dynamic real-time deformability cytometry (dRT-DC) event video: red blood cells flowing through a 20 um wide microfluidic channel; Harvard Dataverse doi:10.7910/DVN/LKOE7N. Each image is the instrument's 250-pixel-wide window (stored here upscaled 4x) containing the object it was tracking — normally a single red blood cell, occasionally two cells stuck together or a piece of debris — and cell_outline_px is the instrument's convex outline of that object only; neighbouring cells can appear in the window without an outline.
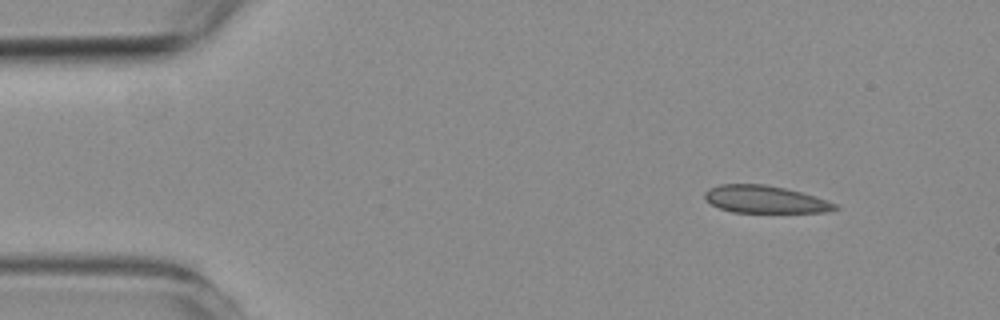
{"species": "common noctule bat (a hibernating species)", "species_latin": "Nyctalus noctula", "temperature_condition": "room temperature", "stored_images_in_passage": 5, "camera_frame_rate_fps": 3000, "um_per_image_px": 0.085, "animal": {"sex": "female", "body_mass_g": 19.3, "forearm_length_mm": 54.1}, "frame": {"image": 1, "passage_image": 1, "time_ms": 0.0, "image_size_px": [1000, 320], "cell_outline_px": [[840, 208], [828, 212], [732, 212], [720, 208], [712, 204], [704, 196], [704, 192], [708, 188], [720, 184], [764, 184], [784, 188], [800, 192], [836, 204]], "centroid_in_image_um": [64.99, 16.94], "position_along_channel_um": 20.0, "area_um2": 20.52}}
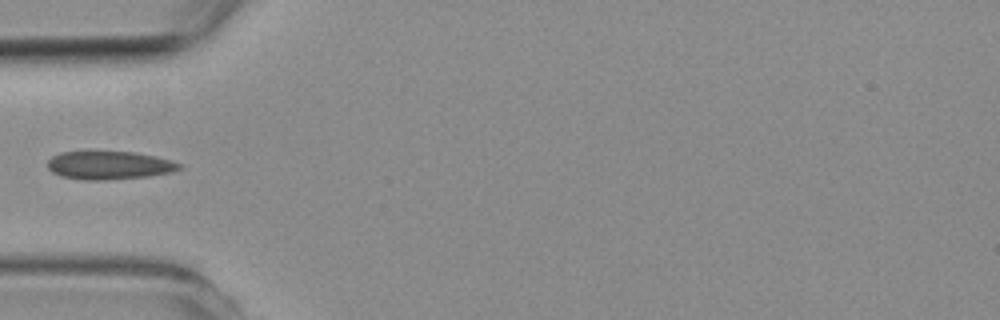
{"frame": {"image": 2, "passage_image": 4, "time_ms": 3.667, "image_size_px": [1000, 320], "cell_outline_px": [[184, 168], [172, 172], [148, 176], [104, 180], [84, 180], [60, 176], [52, 172], [48, 168], [48, 160], [52, 156], [60, 152], [136, 152], [156, 156], [184, 164]], "centroid_in_image_um": [9.32, 14.05], "position_along_channel_um": 75.7, "area_um2": 21.79}}
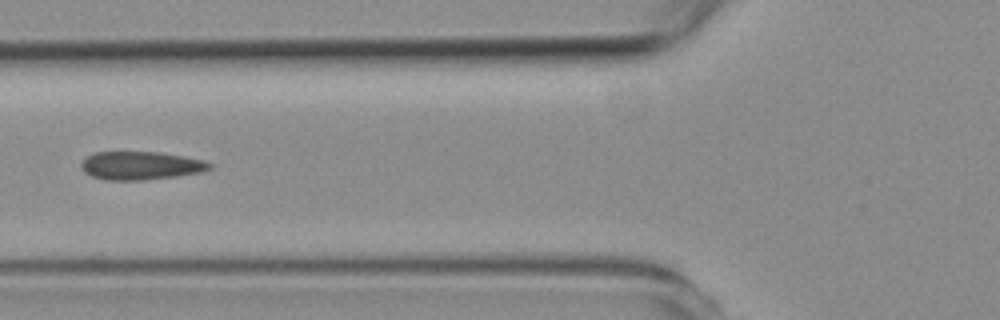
{"frame": {"image": 3, "passage_image": 5, "time_ms": 4.667, "image_size_px": [1000, 320], "cell_outline_px": [[212, 168], [204, 172], [176, 176], [144, 180], [104, 180], [92, 176], [84, 172], [80, 168], [80, 164], [88, 156], [96, 152], [160, 152], [184, 156], [204, 160], [212, 164]], "centroid_in_image_um": [11.98, 14.08], "position_along_channel_um": 113.8, "area_um2": 21.27}}